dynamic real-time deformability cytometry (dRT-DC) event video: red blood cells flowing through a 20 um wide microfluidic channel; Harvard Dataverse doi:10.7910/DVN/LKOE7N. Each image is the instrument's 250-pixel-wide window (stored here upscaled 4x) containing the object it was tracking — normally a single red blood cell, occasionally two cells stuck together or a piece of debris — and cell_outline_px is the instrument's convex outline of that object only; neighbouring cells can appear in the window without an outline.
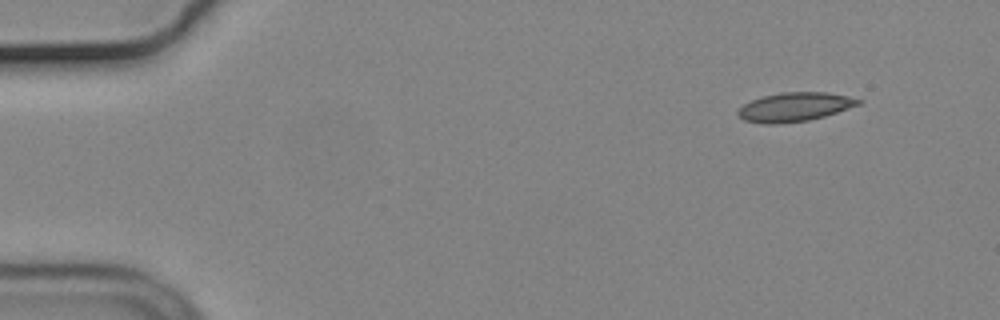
{"species": "common noctule bat (a hibernating species)", "species_latin": "Nyctalus noctula", "temperature_condition": "cold", "stored_images_in_passage": 11, "camera_frame_rate_fps": 3000, "um_per_image_px": 0.085, "animal": {"sex": "male", "body_mass_g": 19.2, "forearm_length_mm": 51.8}, "frame": {"image": 1, "passage_image": 1, "time_ms": 0.0, "image_size_px": [1000, 320], "cell_outline_px": [[864, 100], [860, 104], [824, 116], [808, 120], [776, 124], [764, 124], [744, 120], [736, 112], [744, 104], [760, 96], [780, 92], [828, 92], [848, 96]], "centroid_in_image_um": [67.54, 9.08], "position_along_channel_um": 17.5, "area_um2": 20.29}}